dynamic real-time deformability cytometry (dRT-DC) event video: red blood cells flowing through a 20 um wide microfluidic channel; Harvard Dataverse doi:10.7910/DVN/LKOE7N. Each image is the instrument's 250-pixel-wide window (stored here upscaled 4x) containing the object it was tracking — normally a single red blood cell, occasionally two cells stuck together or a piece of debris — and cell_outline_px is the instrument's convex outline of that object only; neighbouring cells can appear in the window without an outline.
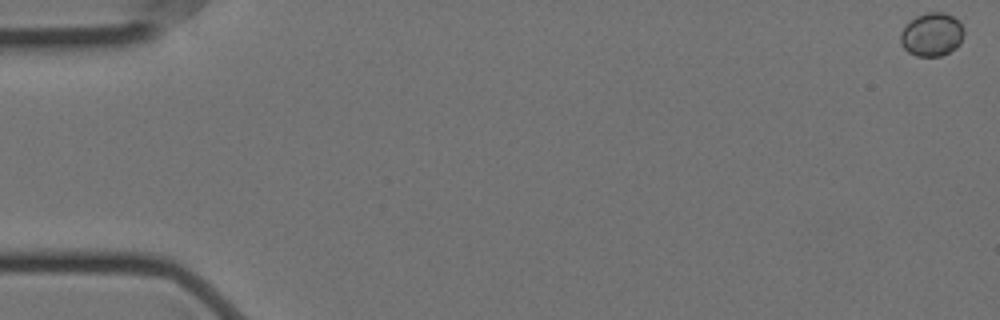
{"species": "Egyptian fruit bat (a non-hibernating species)", "species_latin": "Rousettus aegyptiacus", "temperature_condition": "cold", "stored_images_in_passage": 60, "camera_frame_rate_fps": 3000, "um_per_image_px": 0.085, "animal": {"sex": "female"}, "frame": {"image": 1, "passage_image": 1, "time_ms": 0.0, "image_size_px": [1000, 320], "cell_outline_px": [[964, 36], [960, 44], [956, 48], [940, 56], [916, 56], [908, 52], [904, 48], [900, 40], [900, 32], [916, 16], [928, 12], [944, 12], [952, 16], [964, 28]], "centroid_in_image_um": [79.22, 2.94], "position_along_channel_um": 5.8, "area_um2": 15.95}}
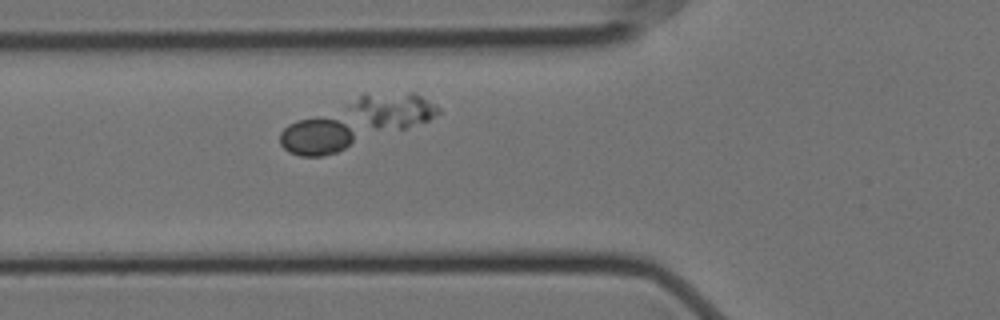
{"frame": {"image": 2, "passage_image": 22, "time_ms": 7.0, "image_size_px": [1000, 320], "cell_outline_px": [[352, 140], [344, 148], [336, 152], [324, 156], [300, 156], [288, 152], [280, 144], [280, 132], [288, 124], [296, 120], [316, 116], [340, 116], [352, 132]], "centroid_in_image_um": [26.85, 11.57], "position_along_channel_um": 98.9, "area_um2": 16.94}}
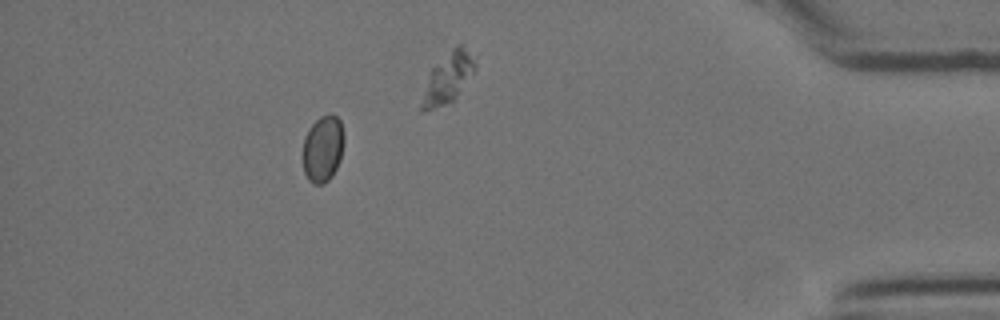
{"frame": {"image": 3, "passage_image": 53, "time_ms": 17.333, "image_size_px": [1000, 320], "cell_outline_px": [[344, 144], [340, 160], [332, 176], [324, 184], [312, 184], [308, 180], [304, 172], [304, 136], [312, 124], [320, 116], [332, 112], [340, 120], [344, 132]], "centroid_in_image_um": [27.47, 12.62], "position_along_channel_um": 407.7, "area_um2": 16.13}, "authors_computed_cell_mechanics": {"area_um2": 15.8372, "velocity_mm_per_s": 3.4916, "shape_relaxation_time_tau1_ms": 0.5825, "shape_relaxation_time_tau2_ms": null, "deformation_change_tau1": 0.1192, "deformation_change_tau2": null}}